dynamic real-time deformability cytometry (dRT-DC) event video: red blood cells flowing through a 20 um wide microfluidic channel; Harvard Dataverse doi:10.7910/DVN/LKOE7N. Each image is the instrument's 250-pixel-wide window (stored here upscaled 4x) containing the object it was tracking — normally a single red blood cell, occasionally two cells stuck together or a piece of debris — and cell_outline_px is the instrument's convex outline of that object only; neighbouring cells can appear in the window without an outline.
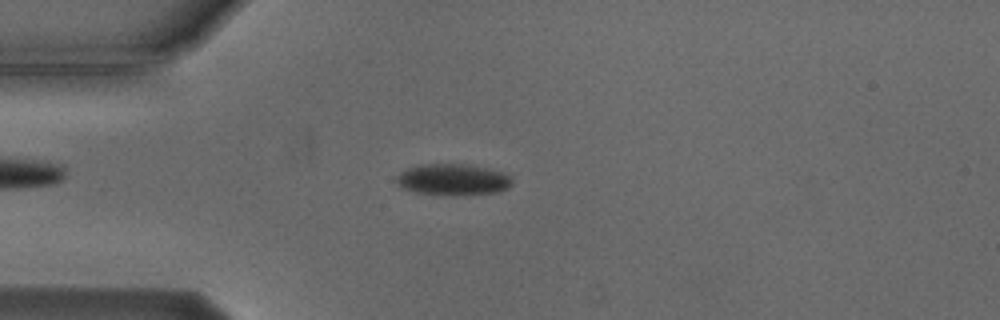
{"species": "Egyptian fruit bat (a non-hibernating species)", "species_latin": "Rousettus aegyptiacus", "temperature_condition": "cold", "stored_images_in_passage": 4, "camera_frame_rate_fps": 3000, "um_per_image_px": 0.085, "animal": {"sex": "male"}, "frame": {"image": 1, "passage_image": 4, "time_ms": 3.333, "image_size_px": [1000, 320], "cell_outline_px": [[512, 184], [508, 188], [496, 192], [456, 196], [448, 196], [412, 192], [400, 188], [396, 184], [396, 176], [400, 172], [416, 164], [468, 164], [488, 168], [504, 172], [512, 176]], "centroid_in_image_um": [38.47, 15.27], "position_along_channel_um": 46.5, "area_um2": 21.79}}